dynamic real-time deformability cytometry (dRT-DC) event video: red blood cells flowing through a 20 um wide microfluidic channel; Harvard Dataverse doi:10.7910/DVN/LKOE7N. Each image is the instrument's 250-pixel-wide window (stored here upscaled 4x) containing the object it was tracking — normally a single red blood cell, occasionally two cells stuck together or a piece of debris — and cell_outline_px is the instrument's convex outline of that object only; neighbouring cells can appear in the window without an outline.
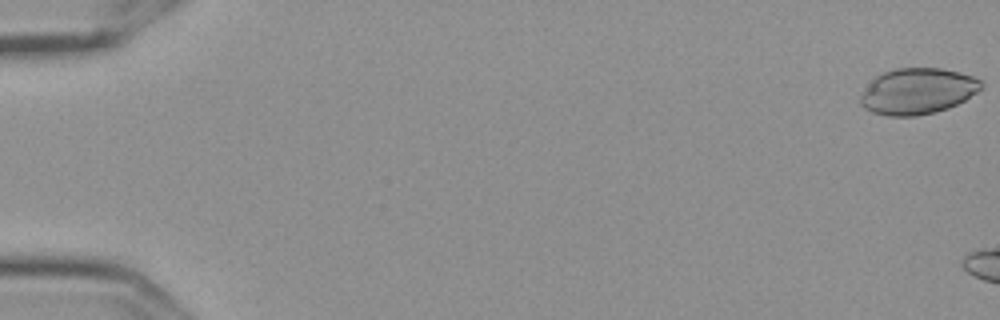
{"species": "Egyptian fruit bat (a non-hibernating species)", "species_latin": "Rousettus aegyptiacus", "temperature_condition": "cold", "stored_images_in_passage": 6, "camera_frame_rate_fps": 3000, "um_per_image_px": 0.085, "frame": {"image": 1, "passage_image": 1, "time_ms": 0.0, "image_size_px": [1000, 320], "cell_outline_px": [[984, 84], [976, 92], [964, 100], [948, 108], [916, 116], [888, 116], [872, 112], [864, 108], [860, 104], [860, 96], [872, 80], [876, 76], [884, 72], [896, 68], [940, 68], [960, 72], [972, 76], [980, 80]], "centroid_in_image_um": [77.98, 7.75], "position_along_channel_um": 7.0, "area_um2": 32.14}}